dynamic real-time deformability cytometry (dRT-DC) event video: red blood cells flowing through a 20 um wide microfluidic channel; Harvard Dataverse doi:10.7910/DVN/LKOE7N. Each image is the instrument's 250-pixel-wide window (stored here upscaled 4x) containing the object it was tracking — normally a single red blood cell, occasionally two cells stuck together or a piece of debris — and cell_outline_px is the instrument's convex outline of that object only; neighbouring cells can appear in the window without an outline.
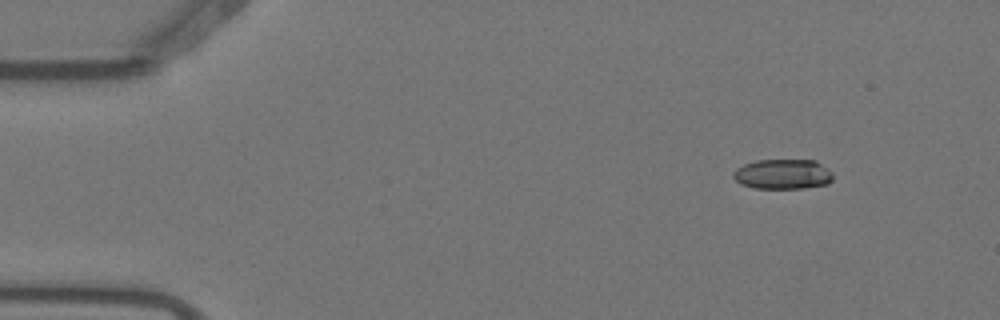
{"species": "Egyptian fruit bat (a non-hibernating species)", "species_latin": "Rousettus aegyptiacus", "temperature_condition": "warm", "stored_images_in_passage": 6, "camera_frame_rate_fps": 3000, "um_per_image_px": 0.085, "animal": {"sex": "female"}, "frame": {"image": 1, "passage_image": 2, "time_ms": 0.333, "image_size_px": [1000, 320], "cell_outline_px": [[832, 180], [828, 184], [804, 188], [752, 188], [740, 184], [732, 176], [732, 172], [736, 168], [744, 164], [756, 160], [816, 160], [828, 168], [832, 172]], "centroid_in_image_um": [66.53, 14.8], "position_along_channel_um": 18.5, "area_um2": 17.63}}
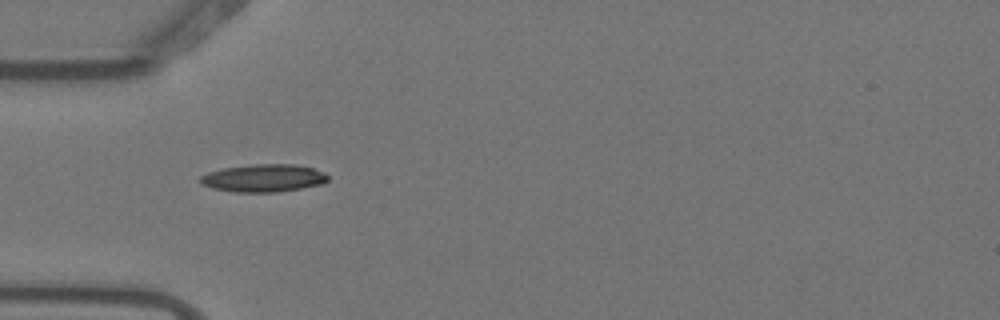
{"frame": {"image": 2, "passage_image": 5, "time_ms": 1.333, "image_size_px": [1000, 320], "cell_outline_px": [[328, 180], [324, 184], [276, 192], [236, 192], [212, 188], [200, 184], [200, 176], [208, 172], [224, 168], [252, 164], [296, 164], [312, 168], [324, 172], [328, 176]], "centroid_in_image_um": [22.41, 15.13], "position_along_channel_um": 62.6, "area_um2": 20.63}}
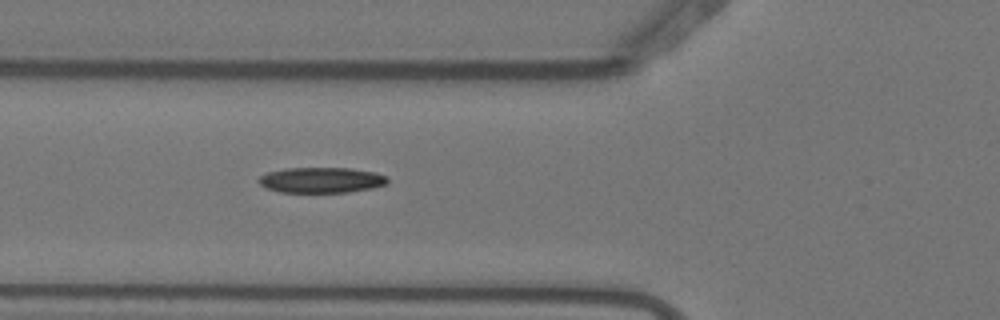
{"frame": {"image": 3, "passage_image": 6, "time_ms": 1.667, "image_size_px": [1000, 320], "cell_outline_px": [[388, 184], [372, 188], [348, 192], [280, 192], [264, 188], [256, 180], [260, 176], [268, 172], [288, 168], [348, 168], [376, 172], [384, 176], [388, 180]], "centroid_in_image_um": [27.29, 15.31], "position_along_channel_um": 98.5, "area_um2": 19.19}}